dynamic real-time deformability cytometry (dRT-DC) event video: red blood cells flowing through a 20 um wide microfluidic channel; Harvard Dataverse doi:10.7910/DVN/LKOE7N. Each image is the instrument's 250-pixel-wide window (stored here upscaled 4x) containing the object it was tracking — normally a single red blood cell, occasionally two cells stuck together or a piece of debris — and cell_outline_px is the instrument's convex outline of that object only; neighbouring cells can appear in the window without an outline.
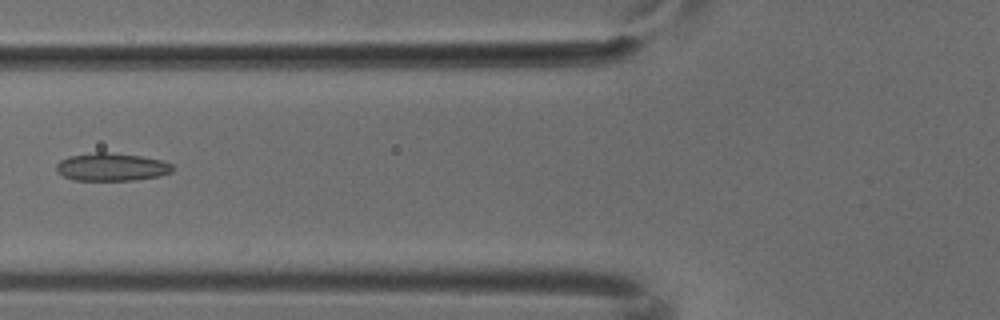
{"species": "common noctule bat (a hibernating species)", "species_latin": "Nyctalus noctula", "temperature_condition": "cold", "stored_images_in_passage": 5, "camera_frame_rate_fps": 3000, "um_per_image_px": 0.085, "animal": {"sex": "male", "body_mass_g": 18.8}, "frame": {"image": 1, "passage_image": 5, "time_ms": 1.333, "image_size_px": [1000, 320], "cell_outline_px": [[172, 172], [160, 176], [136, 180], [72, 180], [56, 172], [56, 164], [60, 160], [68, 156], [96, 152], [108, 152], [140, 156], [160, 160], [172, 164]], "centroid_in_image_um": [9.45, 14.2], "position_along_channel_um": 116.3, "area_um2": 18.9}}